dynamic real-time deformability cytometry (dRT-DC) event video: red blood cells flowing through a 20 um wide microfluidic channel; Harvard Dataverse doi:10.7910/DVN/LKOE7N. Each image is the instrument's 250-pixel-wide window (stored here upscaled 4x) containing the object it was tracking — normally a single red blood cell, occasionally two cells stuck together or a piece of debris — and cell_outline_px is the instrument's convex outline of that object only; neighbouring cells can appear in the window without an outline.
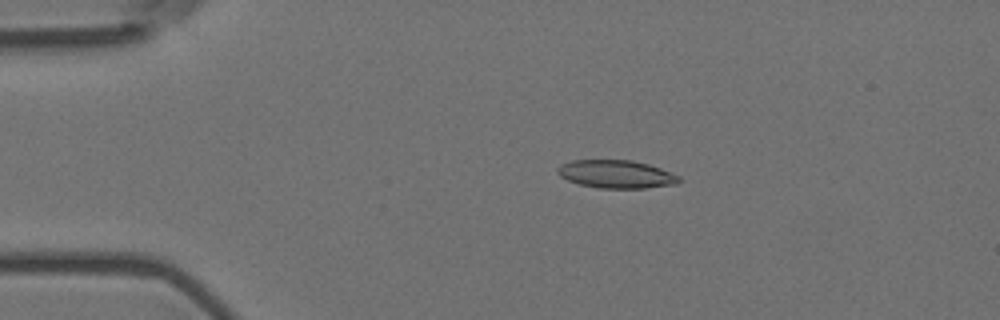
{"species": "Egyptian fruit bat (a non-hibernating species)", "species_latin": "Rousettus aegyptiacus", "temperature_condition": "room temperature", "stored_images_in_passage": 5, "camera_frame_rate_fps": 3000, "um_per_image_px": 0.085, "animal": {"sex": "female"}, "frame": {"image": 1, "passage_image": 4, "time_ms": 1.0, "image_size_px": [1000, 320], "cell_outline_px": [[680, 180], [676, 184], [644, 188], [600, 188], [580, 184], [568, 180], [560, 176], [556, 172], [556, 168], [560, 164], [572, 160], [632, 160], [648, 164], [660, 168], [680, 176]], "centroid_in_image_um": [52.35, 14.79], "position_along_channel_um": 32.6, "area_um2": 19.83}}